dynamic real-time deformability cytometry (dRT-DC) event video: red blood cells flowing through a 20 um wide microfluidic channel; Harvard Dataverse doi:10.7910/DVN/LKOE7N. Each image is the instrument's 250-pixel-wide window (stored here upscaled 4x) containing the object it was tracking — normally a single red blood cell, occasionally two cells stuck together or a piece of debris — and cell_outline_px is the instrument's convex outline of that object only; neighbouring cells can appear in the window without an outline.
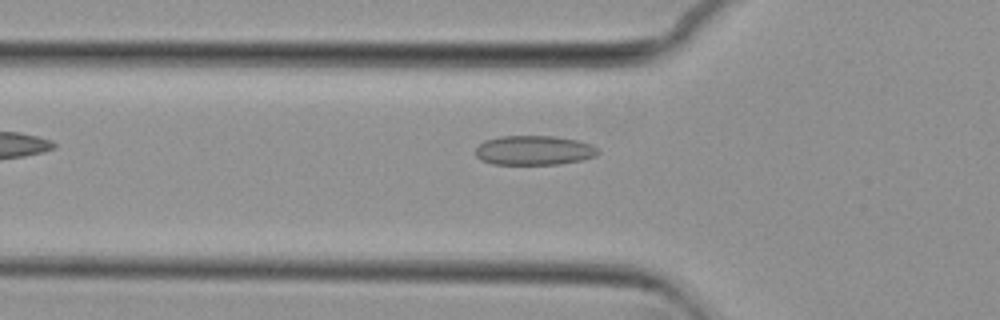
{"species": "common noctule bat (a hibernating species)", "species_latin": "Nyctalus noctula", "temperature_condition": "cold", "stored_images_in_passage": 40, "camera_frame_rate_fps": 3000, "um_per_image_px": 0.085, "animal": {"sex": "female", "body_mass_g": 29.2, "forearm_length_mm": 56.3}, "frame": {"image": 1, "passage_image": 3, "time_ms": 0.667, "image_size_px": [1000, 320], "cell_outline_px": [[600, 152], [596, 156], [580, 160], [560, 164], [492, 164], [480, 160], [476, 156], [476, 148], [484, 140], [500, 136], [552, 136], [576, 140], [592, 144]], "centroid_in_image_um": [45.37, 12.78], "position_along_channel_um": 80.4, "area_um2": 21.04}}
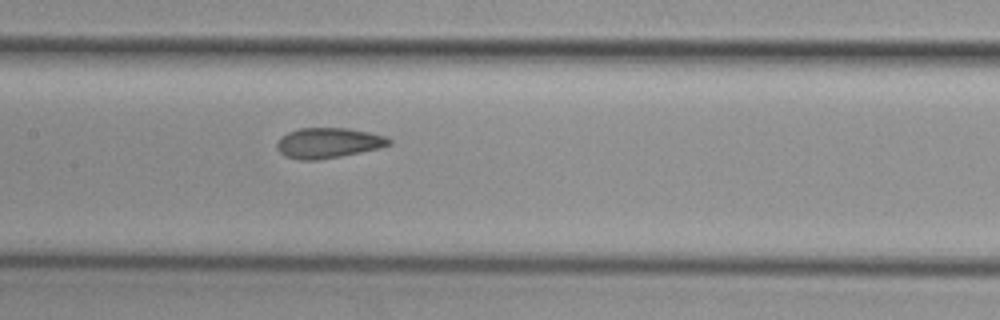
{"frame": {"image": 2, "passage_image": 11, "time_ms": 3.333, "image_size_px": [1000, 320], "cell_outline_px": [[392, 144], [380, 148], [340, 156], [316, 160], [300, 160], [284, 156], [276, 148], [276, 144], [280, 136], [288, 132], [300, 128], [348, 128], [388, 136], [392, 140]], "centroid_in_image_um": [27.9, 12.14], "position_along_channel_um": 179.5, "area_um2": 19.94}}
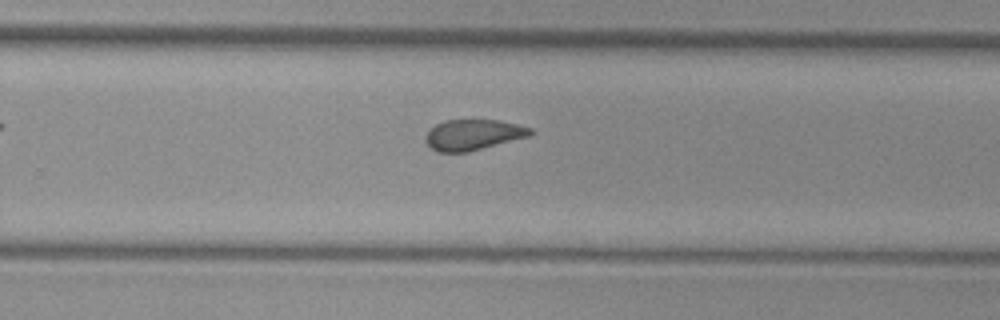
{"frame": {"image": 3, "passage_image": 20, "time_ms": 6.333, "image_size_px": [1000, 320], "cell_outline_px": [[536, 132], [532, 136], [468, 152], [436, 152], [424, 140], [424, 136], [428, 128], [444, 120], [472, 116], [500, 120], [532, 128]], "centroid_in_image_um": [40.23, 11.4], "position_along_channel_um": 289.6, "area_um2": 19.94}, "authors_computed_cell_mechanics": {"area_um2": 19.652, "velocity_mm_per_s": 3.6849, "shape_relaxation_time_tau1_ms": null, "shape_relaxation_time_tau2_ms": 1.3615, "deformation_change_tau1": null, "deformation_change_tau2": 0.0531}}